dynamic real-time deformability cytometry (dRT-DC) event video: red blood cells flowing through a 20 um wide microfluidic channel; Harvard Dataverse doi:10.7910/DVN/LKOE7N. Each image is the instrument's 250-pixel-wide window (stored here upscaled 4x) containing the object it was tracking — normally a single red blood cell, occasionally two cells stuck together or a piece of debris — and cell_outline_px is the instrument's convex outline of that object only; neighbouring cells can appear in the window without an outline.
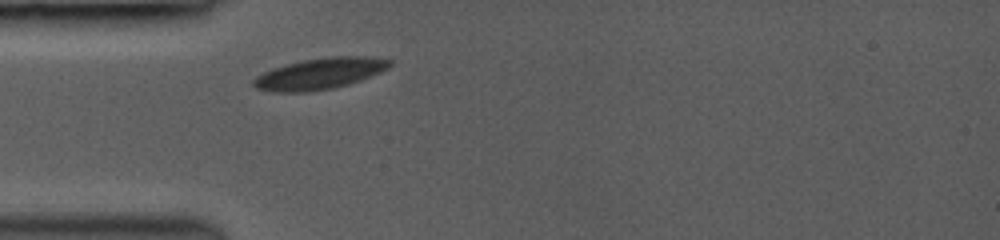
{"species": "common noctule bat (a hibernating species)", "species_latin": "Nyctalus noctula", "temperature_condition": "room temperature", "stored_images_in_passage": 1, "camera_frame_rate_fps": 3000, "um_per_image_px": 0.085, "animal": {"sex": "female", "body_mass_g": 19.0, "forearm_length_mm": 53.3}, "frame": {"image": 1, "passage_image": 1, "time_ms": 0.0, "image_size_px": [1000, 240], "cell_outline_px": [[392, 64], [388, 68], [380, 72], [360, 80], [348, 84], [332, 88], [312, 92], [268, 92], [256, 88], [252, 84], [252, 80], [256, 76], [272, 68], [304, 60], [332, 56], [372, 56], [392, 60]], "centroid_in_image_um": [27.17, 6.26], "position_along_channel_um": 57.8, "area_um2": 24.85}}